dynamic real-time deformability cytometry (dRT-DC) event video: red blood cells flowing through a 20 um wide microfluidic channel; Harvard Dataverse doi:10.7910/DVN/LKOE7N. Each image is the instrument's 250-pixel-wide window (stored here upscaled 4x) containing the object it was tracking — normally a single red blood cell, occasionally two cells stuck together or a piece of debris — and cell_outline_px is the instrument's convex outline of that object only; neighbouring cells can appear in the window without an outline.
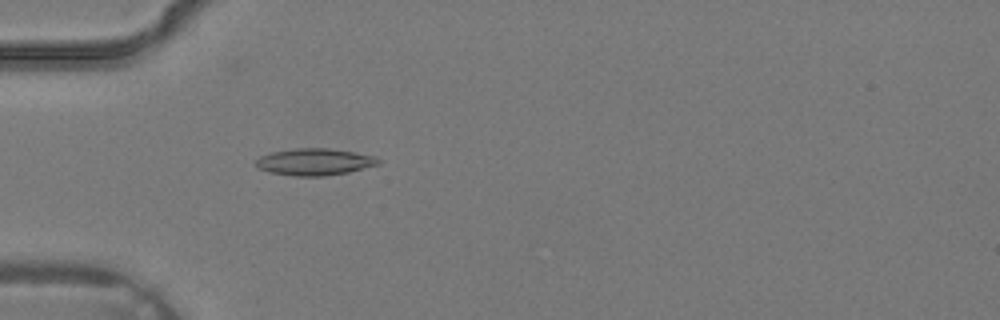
{"species": "common noctule bat (a hibernating species)", "species_latin": "Nyctalus noctula", "temperature_condition": "warm", "stored_images_in_passage": 2, "camera_frame_rate_fps": 3000, "um_per_image_px": 0.085, "animal": {"sex": "male", "body_mass_g": 19.2, "forearm_length_mm": 51.8}, "frame": {"image": 1, "passage_image": 2, "time_ms": 0.333, "image_size_px": [1000, 320], "cell_outline_px": [[384, 160], [380, 164], [348, 172], [324, 176], [296, 176], [268, 172], [256, 168], [256, 160], [260, 156], [272, 152], [296, 148], [328, 148], [376, 156]], "centroid_in_image_um": [26.76, 13.76], "position_along_channel_um": 58.2, "area_um2": 19.25}}